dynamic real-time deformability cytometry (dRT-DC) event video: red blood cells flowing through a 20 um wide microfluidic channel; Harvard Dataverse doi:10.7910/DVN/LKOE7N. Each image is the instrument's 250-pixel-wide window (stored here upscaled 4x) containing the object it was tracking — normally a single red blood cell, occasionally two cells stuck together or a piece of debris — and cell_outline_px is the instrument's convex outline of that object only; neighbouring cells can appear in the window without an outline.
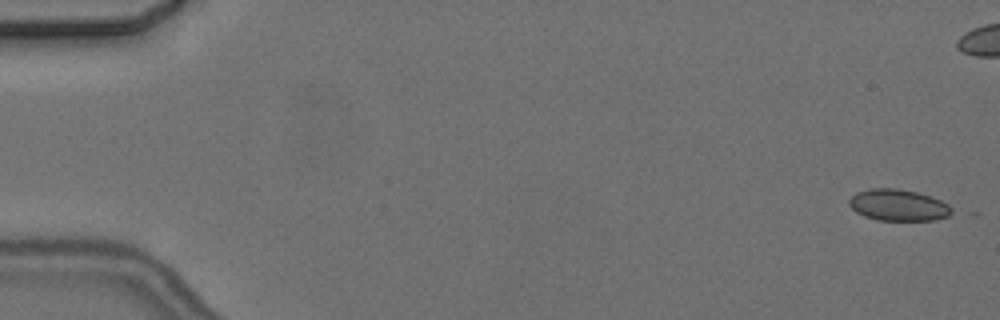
{"species": "common noctule bat (a hibernating species)", "species_latin": "Nyctalus noctula", "temperature_condition": "cold", "stored_images_in_passage": 6, "camera_frame_rate_fps": 3000, "um_per_image_px": 0.085, "animal": {"sex": "female", "body_mass_g": 24.6, "forearm_length_mm": 56.2}, "frame": {"image": 1, "passage_image": 1, "time_ms": 0.0, "image_size_px": [1000, 320], "cell_outline_px": [[956, 212], [948, 216], [936, 220], [876, 220], [864, 216], [856, 212], [848, 204], [848, 200], [856, 192], [872, 188], [896, 188], [916, 192], [932, 196], [948, 204]], "centroid_in_image_um": [76.37, 17.44], "position_along_channel_um": 8.6, "area_um2": 19.02}}